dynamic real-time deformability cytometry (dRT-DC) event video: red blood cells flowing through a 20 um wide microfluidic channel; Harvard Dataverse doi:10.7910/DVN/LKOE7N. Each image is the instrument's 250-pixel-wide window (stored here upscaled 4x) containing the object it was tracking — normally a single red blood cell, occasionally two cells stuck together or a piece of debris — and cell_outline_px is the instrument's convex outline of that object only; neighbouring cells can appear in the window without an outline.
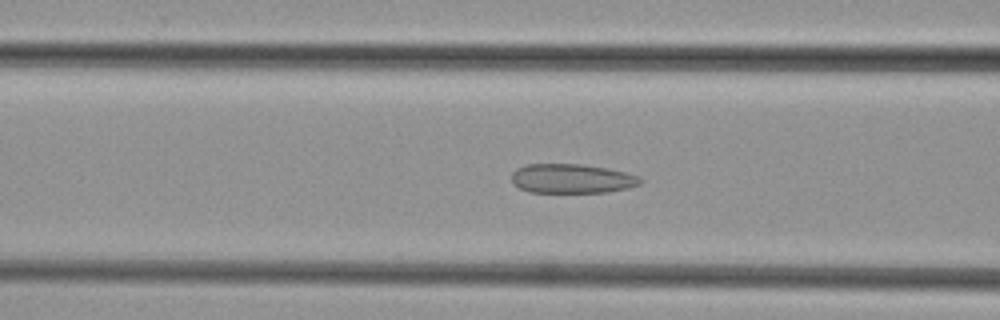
{"species": "common noctule bat (a hibernating species)", "species_latin": "Nyctalus noctula", "temperature_condition": "cold", "stored_images_in_passage": 48, "camera_frame_rate_fps": 3000, "um_per_image_px": 0.085, "animal": {"sex": "female", "body_mass_g": 29.2, "forearm_length_mm": 56.3}, "frame": {"image": 1, "passage_image": 19, "time_ms": 6.0, "image_size_px": [1000, 320], "cell_outline_px": [[644, 180], [640, 184], [628, 188], [608, 192], [532, 192], [520, 188], [512, 180], [512, 172], [516, 168], [528, 164], [584, 164], [608, 168], [640, 176]], "centroid_in_image_um": [48.65, 15.17], "position_along_channel_um": 118.0, "area_um2": 22.02}}
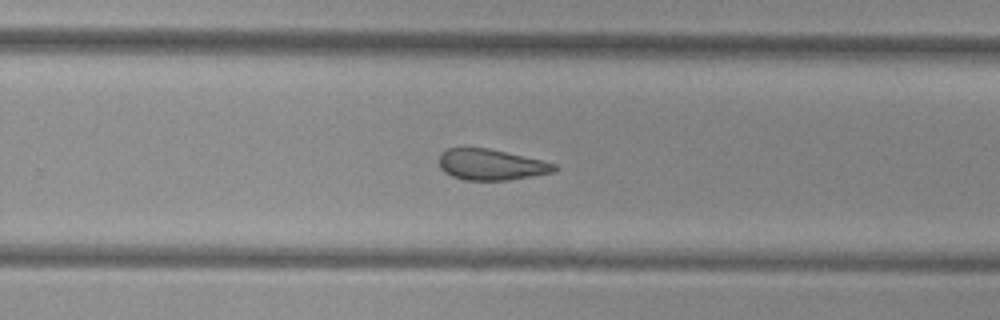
{"frame": {"image": 2, "passage_image": 31, "time_ms": 10.0, "image_size_px": [1000, 320], "cell_outline_px": [[556, 168], [552, 172], [532, 176], [508, 180], [464, 180], [452, 176], [444, 172], [440, 168], [440, 156], [448, 148], [488, 148], [508, 152], [556, 164]], "centroid_in_image_um": [41.72, 14.0], "position_along_channel_um": 288.1, "area_um2": 20.52}}
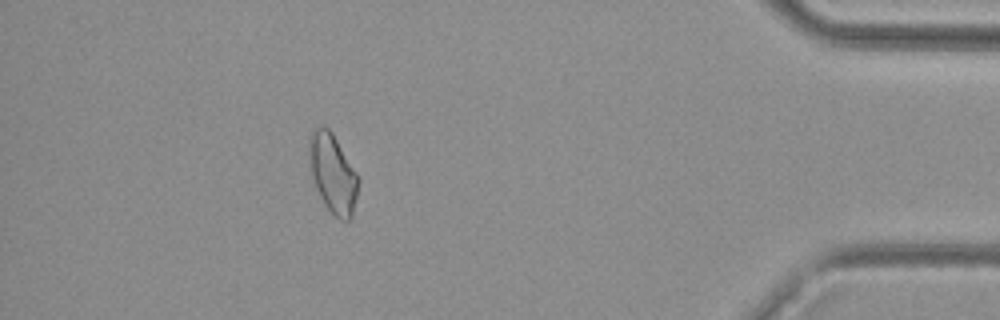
{"frame": {"image": 3, "passage_image": 43, "time_ms": 14.0, "image_size_px": [1000, 320], "cell_outline_px": [[360, 180], [352, 216], [348, 220], [340, 220], [324, 204], [316, 188], [308, 168], [308, 140], [312, 128], [328, 128], [332, 132], [360, 176]], "centroid_in_image_um": [28.27, 14.71], "position_along_channel_um": 406.9, "area_um2": 23.0}}